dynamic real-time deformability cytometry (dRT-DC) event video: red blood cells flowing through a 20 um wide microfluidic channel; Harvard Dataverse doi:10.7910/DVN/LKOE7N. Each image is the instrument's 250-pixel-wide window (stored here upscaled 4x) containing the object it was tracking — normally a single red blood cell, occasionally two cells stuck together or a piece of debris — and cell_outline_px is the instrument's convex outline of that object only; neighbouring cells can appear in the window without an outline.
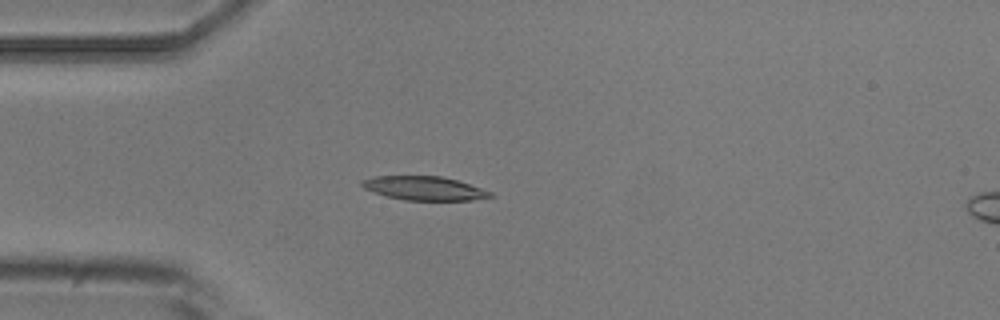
{"species": "common noctule bat (a hibernating species)", "species_latin": "Nyctalus noctula", "temperature_condition": "room temperature", "stored_images_in_passage": 4, "camera_frame_rate_fps": 3000, "um_per_image_px": 0.085, "animal": {"sex": "male", "body_mass_g": 20.5, "forearm_length_mm": 52.5}, "frame": {"image": 1, "passage_image": 4, "time_ms": 3.333, "image_size_px": [1000, 320], "cell_outline_px": [[496, 196], [472, 200], [404, 200], [388, 196], [364, 188], [360, 184], [360, 180], [376, 176], [440, 176], [456, 180], [492, 192]], "centroid_in_image_um": [36.07, 16.0], "position_along_channel_um": 48.9, "area_um2": 17.63}}